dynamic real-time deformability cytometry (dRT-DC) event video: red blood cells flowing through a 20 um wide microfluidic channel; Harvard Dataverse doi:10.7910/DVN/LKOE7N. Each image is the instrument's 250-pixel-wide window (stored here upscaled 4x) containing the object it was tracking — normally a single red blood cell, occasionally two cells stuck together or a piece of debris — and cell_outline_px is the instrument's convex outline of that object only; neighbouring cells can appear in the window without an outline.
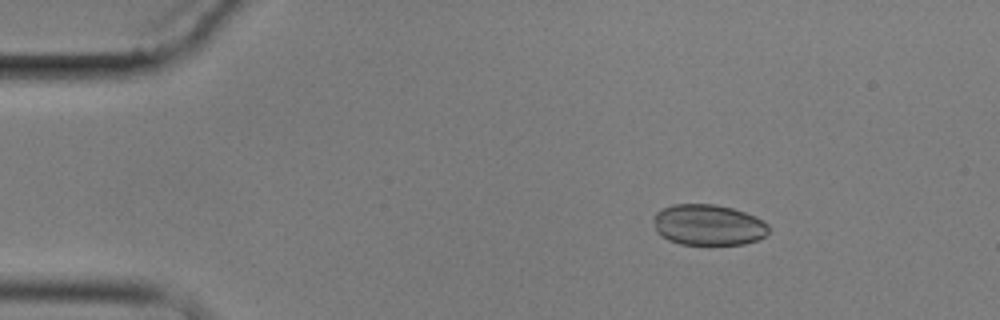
{"species": "common noctule bat (a hibernating species)", "species_latin": "Nyctalus noctula", "temperature_condition": "cold", "stored_images_in_passage": 3, "camera_frame_rate_fps": 3000, "um_per_image_px": 0.085, "animal": {"sex": "male", "body_mass_g": 17.9}, "frame": {"image": 1, "passage_image": 3, "time_ms": 2.333, "image_size_px": [1000, 320], "cell_outline_px": [[768, 232], [764, 236], [756, 240], [744, 244], [680, 244], [668, 240], [660, 236], [656, 232], [652, 216], [660, 208], [672, 204], [716, 204], [732, 208], [756, 216], [768, 224]], "centroid_in_image_um": [60.15, 19.1], "position_along_channel_um": 24.8, "area_um2": 27.69}}